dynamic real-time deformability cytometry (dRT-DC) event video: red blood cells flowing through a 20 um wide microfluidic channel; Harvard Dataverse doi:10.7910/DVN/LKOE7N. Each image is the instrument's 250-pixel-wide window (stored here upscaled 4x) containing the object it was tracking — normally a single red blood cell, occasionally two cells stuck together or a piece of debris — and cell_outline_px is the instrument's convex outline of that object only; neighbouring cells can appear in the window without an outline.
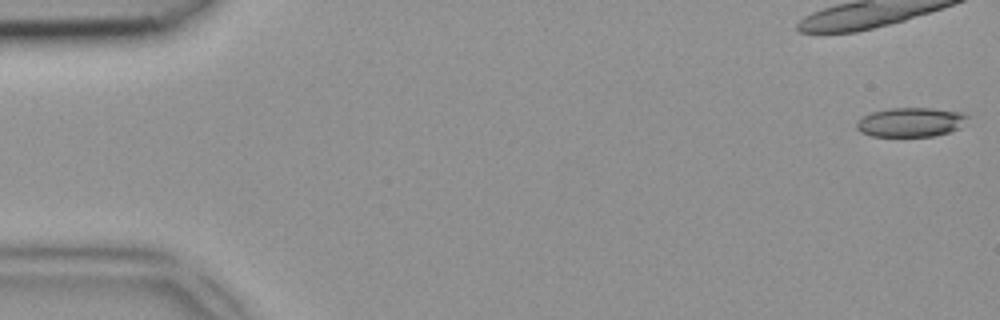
{"species": "common noctule bat (a hibernating species)", "species_latin": "Nyctalus noctula", "temperature_condition": "room temperature", "stored_images_in_passage": 19, "camera_frame_rate_fps": 3000, "um_per_image_px": 0.085, "animal": {"sex": "female", "body_mass_g": 18.4}, "frame": {"image": 1, "passage_image": 1, "time_ms": 0.0, "image_size_px": [1000, 320], "cell_outline_px": [[972, 116], [960, 128], [948, 132], [932, 136], [872, 136], [860, 132], [856, 128], [856, 120], [872, 112], [888, 108], [932, 108], [960, 112]], "centroid_in_image_um": [77.42, 10.38], "position_along_channel_um": 7.6, "area_um2": 19.07}}